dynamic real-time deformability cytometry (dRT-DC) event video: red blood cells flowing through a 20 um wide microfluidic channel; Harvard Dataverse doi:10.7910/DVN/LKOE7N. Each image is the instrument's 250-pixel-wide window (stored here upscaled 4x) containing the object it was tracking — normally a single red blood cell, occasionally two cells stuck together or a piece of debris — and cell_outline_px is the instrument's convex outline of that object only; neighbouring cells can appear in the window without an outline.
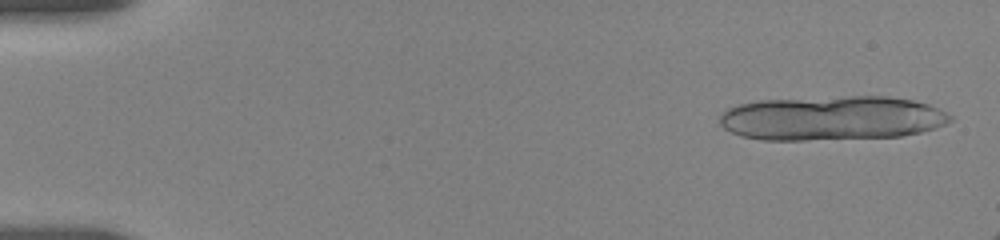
{"species": "human", "species_latin": "Homo sapiens", "temperature_condition": "room temperature", "stored_images_in_passage": 9, "segment_of_instrument_passage": [1, 2], "camera_frame_rate_fps": 3000, "um_per_image_px": 0.085, "donor": {"sex": "female"}, "frame": {"image": 1, "passage_image": 1, "time_ms": 0.0, "image_size_px": [1000, 240], "cell_outline_px": [[952, 120], [944, 124], [920, 132], [900, 136], [804, 140], [760, 140], [740, 136], [724, 128], [720, 124], [720, 116], [728, 108], [740, 104], [760, 100], [848, 96], [888, 96], [912, 100], [928, 104], [952, 116]], "centroid_in_image_um": [70.67, 10.04], "position_along_channel_um": 14.3, "area_um2": 59.36}}